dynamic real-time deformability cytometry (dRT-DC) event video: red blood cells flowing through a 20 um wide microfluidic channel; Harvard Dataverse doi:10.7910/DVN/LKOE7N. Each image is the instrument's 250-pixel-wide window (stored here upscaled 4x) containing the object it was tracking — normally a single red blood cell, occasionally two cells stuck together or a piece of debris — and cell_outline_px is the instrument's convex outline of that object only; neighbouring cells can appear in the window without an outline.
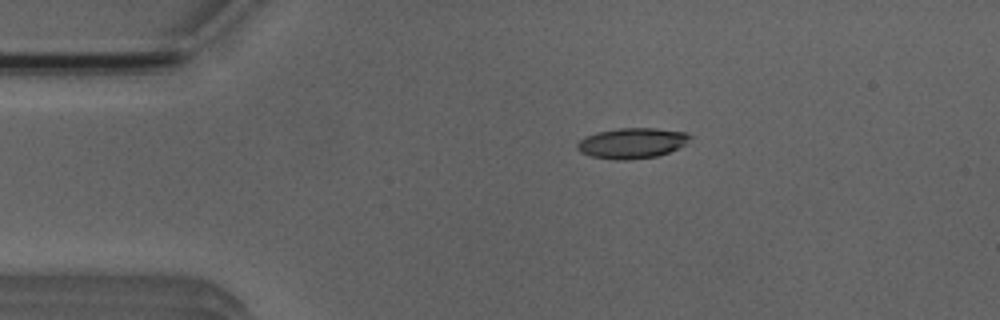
{"species": "Egyptian fruit bat (a non-hibernating species)", "species_latin": "Rousettus aegyptiacus", "temperature_condition": "room temperature", "stored_images_in_passage": 3, "camera_frame_rate_fps": 3000, "um_per_image_px": 0.085, "animal": {"sex": "male"}, "frame": {"image": 1, "passage_image": 2, "time_ms": 1.0, "image_size_px": [1000, 320], "cell_outline_px": [[692, 136], [684, 144], [668, 152], [656, 156], [628, 160], [616, 160], [592, 156], [580, 152], [576, 148], [576, 144], [584, 136], [596, 132], [620, 128], [656, 128], [688, 132]], "centroid_in_image_um": [53.69, 12.15], "position_along_channel_um": 31.3, "area_um2": 20.0}}